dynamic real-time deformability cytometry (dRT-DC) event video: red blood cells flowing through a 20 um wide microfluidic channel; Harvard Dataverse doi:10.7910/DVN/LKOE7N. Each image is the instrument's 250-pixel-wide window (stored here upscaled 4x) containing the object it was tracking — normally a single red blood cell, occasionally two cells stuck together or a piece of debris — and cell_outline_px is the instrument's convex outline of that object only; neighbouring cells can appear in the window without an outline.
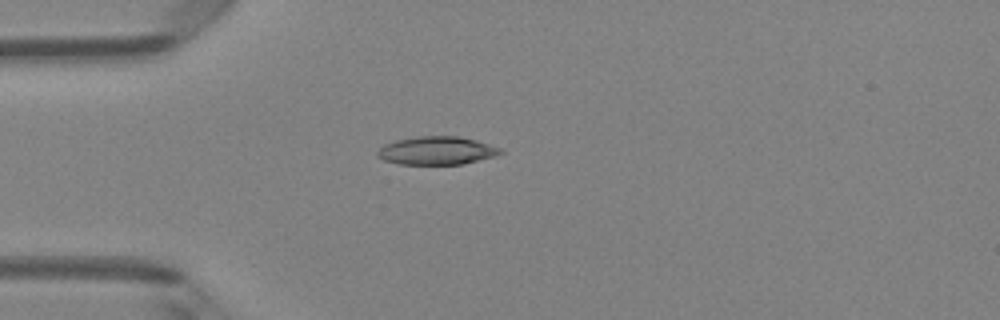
{"species": "Egyptian fruit bat (a non-hibernating species)", "species_latin": "Rousettus aegyptiacus", "temperature_condition": "room temperature", "stored_images_in_passage": 5, "camera_frame_rate_fps": 3000, "um_per_image_px": 0.085, "animal": {"sex": "female"}, "frame": {"image": 1, "passage_image": 3, "time_ms": 0.667, "image_size_px": [1000, 320], "cell_outline_px": [[504, 152], [496, 156], [460, 164], [400, 164], [384, 160], [376, 156], [376, 152], [384, 144], [396, 140], [416, 136], [456, 136], [476, 140], [504, 148]], "centroid_in_image_um": [37.14, 12.79], "position_along_channel_um": 47.9, "area_um2": 20.29}}
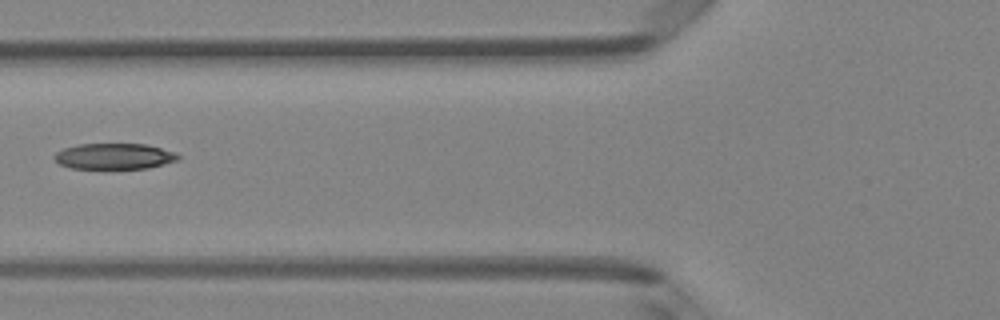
{"frame": {"image": 2, "passage_image": 5, "time_ms": 1.333, "image_size_px": [1000, 320], "cell_outline_px": [[180, 160], [148, 168], [72, 168], [60, 164], [52, 156], [56, 152], [64, 148], [80, 144], [144, 144], [176, 152], [180, 156]], "centroid_in_image_um": [9.73, 13.28], "position_along_channel_um": 116.1, "area_um2": 18.55}}